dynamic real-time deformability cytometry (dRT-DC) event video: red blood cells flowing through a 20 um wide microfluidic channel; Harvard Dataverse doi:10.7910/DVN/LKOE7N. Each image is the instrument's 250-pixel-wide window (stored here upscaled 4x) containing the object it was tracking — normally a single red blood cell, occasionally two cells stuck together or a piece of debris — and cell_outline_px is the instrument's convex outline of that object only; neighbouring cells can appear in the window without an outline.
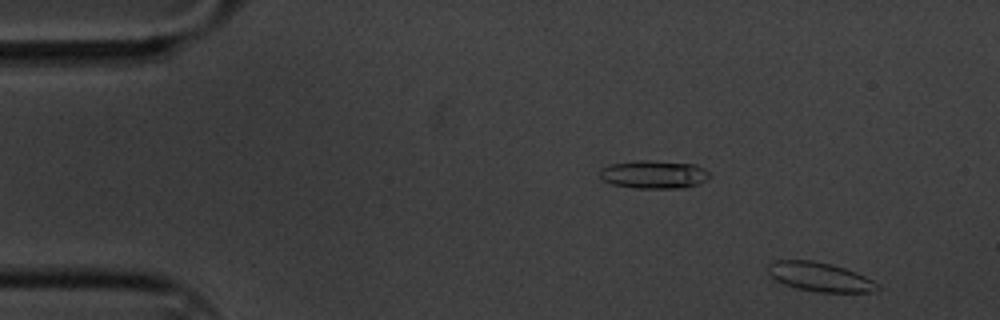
{"species": "common noctule bat (a hibernating species)", "species_latin": "Nyctalus noctula", "temperature_condition": "cold", "stored_images_in_passage": 59, "camera_frame_rate_fps": 3000, "um_per_image_px": 0.085, "animal": {"sex": "male", "body_mass_g": 20.1, "forearm_length_mm": 53.5}, "frame": {"image": 1, "passage_image": 3, "time_ms": 0.667, "image_size_px": [1000, 320], "cell_outline_px": [[880, 288], [872, 292], [816, 292], [796, 288], [784, 284], [776, 280], [768, 272], [768, 264], [776, 260], [812, 260], [832, 264], [856, 272], [872, 280]], "centroid_in_image_um": [69.67, 23.53], "position_along_channel_um": 15.3, "area_um2": 18.44}}
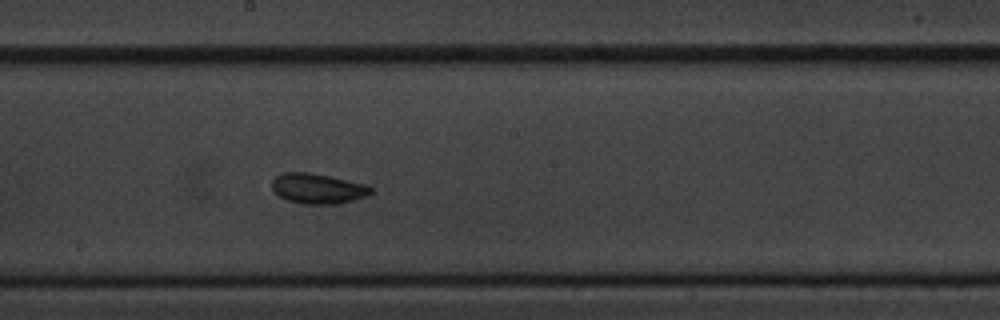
{"frame": {"image": 2, "passage_image": 31, "time_ms": 10.0, "image_size_px": [1000, 320], "cell_outline_px": [[372, 192], [368, 196], [336, 204], [304, 204], [288, 200], [280, 196], [272, 188], [272, 180], [280, 172], [308, 172], [332, 176], [368, 184], [372, 188]], "centroid_in_image_um": [27.04, 16.01], "position_along_channel_um": 221.2, "area_um2": 17.57}}
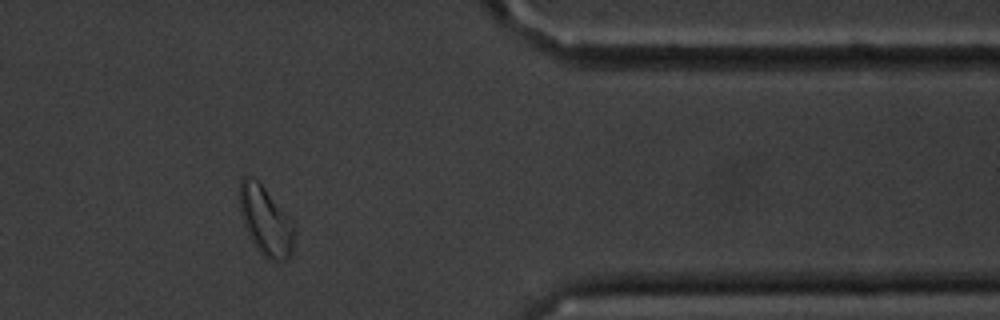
{"frame": {"image": 3, "passage_image": 48, "time_ms": 15.667, "image_size_px": [1000, 320], "cell_outline_px": [[296, 232], [292, 252], [284, 260], [268, 260], [260, 252], [252, 240], [244, 224], [240, 212], [240, 180], [248, 172], [260, 180], [292, 220], [296, 228]], "centroid_in_image_um": [22.6, 18.69], "position_along_channel_um": 388.8, "area_um2": 22.43}, "authors_computed_cell_mechanics": {"area_um2": 17.8024, "velocity_mm_per_s": 3.3042, "shape_relaxation_time_tau1_ms": null, "shape_relaxation_time_tau2_ms": 2.7122, "deformation_change_tau1": null, "deformation_change_tau2": 0.0672}}